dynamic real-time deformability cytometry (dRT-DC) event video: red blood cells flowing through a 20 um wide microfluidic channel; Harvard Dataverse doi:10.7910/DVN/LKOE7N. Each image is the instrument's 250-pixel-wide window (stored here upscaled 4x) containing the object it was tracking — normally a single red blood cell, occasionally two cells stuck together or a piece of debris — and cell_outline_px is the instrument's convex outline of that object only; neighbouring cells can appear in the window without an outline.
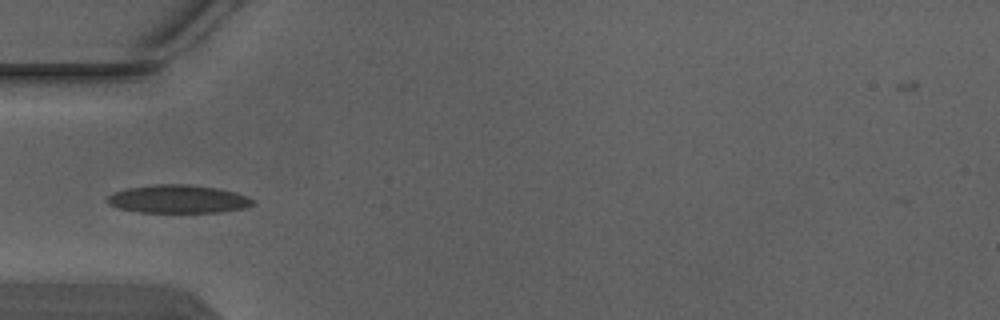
{"species": "Egyptian fruit bat (a non-hibernating species)", "species_latin": "Rousettus aegyptiacus", "temperature_condition": "warm", "stored_images_in_passage": 1, "camera_frame_rate_fps": 3000, "um_per_image_px": 0.085, "animal": {"sex": "male"}, "frame": {"image": 1, "passage_image": 1, "time_ms": 0.0, "image_size_px": [1000, 320], "cell_outline_px": [[256, 204], [244, 208], [220, 212], [136, 212], [120, 208], [108, 204], [104, 200], [112, 192], [124, 188], [152, 184], [188, 184], [216, 188], [236, 192], [248, 196]], "centroid_in_image_um": [15.09, 16.91], "position_along_channel_um": 69.9, "area_um2": 24.16}}